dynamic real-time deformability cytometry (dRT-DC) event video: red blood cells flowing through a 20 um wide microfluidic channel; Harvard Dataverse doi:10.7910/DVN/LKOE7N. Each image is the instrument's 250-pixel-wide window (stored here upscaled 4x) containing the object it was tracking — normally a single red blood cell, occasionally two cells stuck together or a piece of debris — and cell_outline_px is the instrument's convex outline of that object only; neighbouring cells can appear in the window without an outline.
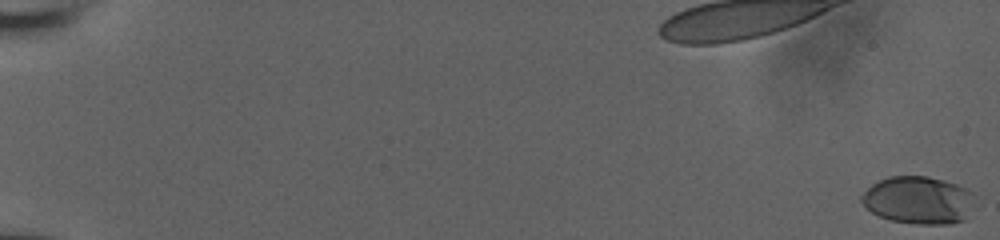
{"species": "human", "species_latin": "Homo sapiens", "temperature_condition": "room temperature", "stored_images_in_passage": 59, "camera_frame_rate_fps": 3000, "um_per_image_px": 0.085, "donor": {"sex": "male"}, "frame": {"image": 1, "passage_image": 1, "time_ms": 0.0, "image_size_px": [1000, 240], "cell_outline_px": [[972, 192], [964, 220], [948, 224], [916, 224], [892, 220], [880, 216], [872, 212], [860, 200], [860, 196], [872, 184], [888, 176], [928, 176], [944, 180], [968, 188]], "centroid_in_image_um": [78.01, 16.99], "position_along_channel_um": 7.0, "area_um2": 30.87}}
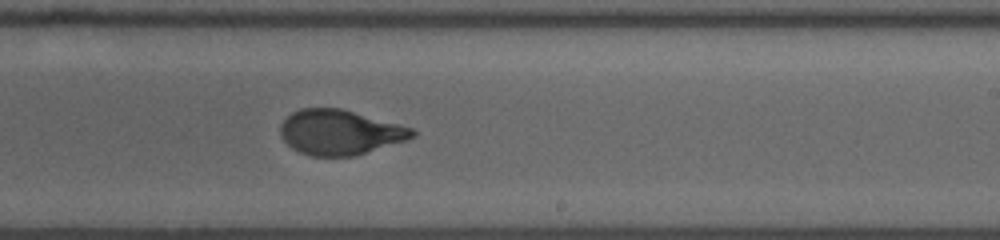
{"frame": {"image": 2, "passage_image": 39, "time_ms": 12.667, "image_size_px": [1000, 240], "cell_outline_px": [[416, 136], [408, 140], [356, 156], [312, 156], [300, 152], [292, 148], [280, 136], [280, 124], [292, 112], [300, 108], [340, 108], [412, 128], [416, 132]], "centroid_in_image_um": [28.89, 11.25], "position_along_channel_um": 260.1, "area_um2": 34.56}}
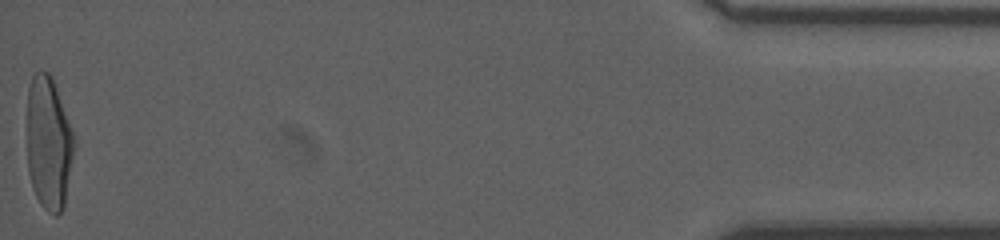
{"frame": {"image": 3, "passage_image": 59, "time_ms": 19.333, "image_size_px": [1000, 240], "cell_outline_px": [[76, 140], [64, 208], [56, 216], [48, 212], [40, 204], [32, 188], [20, 152], [28, 88], [32, 76], [36, 72], [48, 72], [52, 76]], "centroid_in_image_um": [4.02, 12.18], "position_along_channel_um": 431.2, "area_um2": 39.25}, "authors_computed_cell_mechanics": {"area_um2": 34.68, "velocity_mm_per_s": 3.8372, "shape_relaxation_time_tau1_ms": 4.0515, "shape_relaxation_time_tau2_ms": null, "deformation_change_tau1": 0.1902, "deformation_change_tau2": null}}